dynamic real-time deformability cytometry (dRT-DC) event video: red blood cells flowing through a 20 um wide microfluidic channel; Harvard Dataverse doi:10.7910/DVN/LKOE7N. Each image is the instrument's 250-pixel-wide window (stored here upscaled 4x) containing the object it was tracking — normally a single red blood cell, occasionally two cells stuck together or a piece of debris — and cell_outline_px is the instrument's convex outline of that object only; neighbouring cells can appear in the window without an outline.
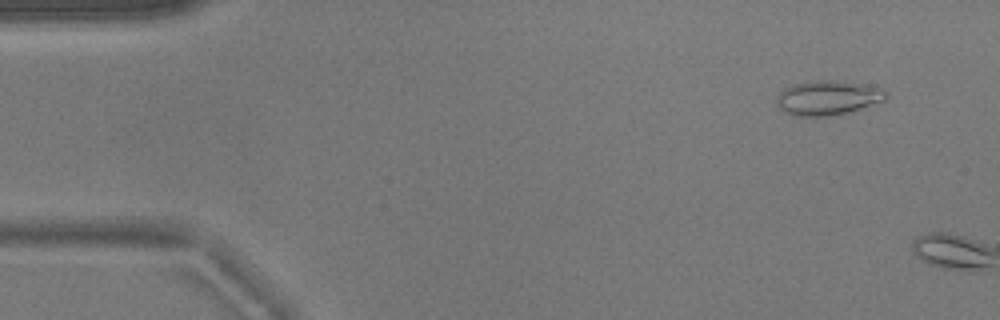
{"species": "common noctule bat (a hibernating species)", "species_latin": "Nyctalus noctula", "temperature_condition": "warm", "stored_images_in_passage": 6, "camera_frame_rate_fps": 3000, "um_per_image_px": 0.085, "animal": {"sex": "male", "body_mass_g": 17.9}, "frame": {"image": 1, "passage_image": 4, "time_ms": 1.0, "image_size_px": [1000, 320], "cell_outline_px": [[888, 96], [884, 100], [848, 112], [832, 116], [792, 116], [784, 112], [780, 108], [776, 100], [776, 96], [784, 88], [792, 84], [816, 80], [828, 80], [864, 84], [884, 88], [888, 92]], "centroid_in_image_um": [70.35, 8.31], "position_along_channel_um": 14.7, "area_um2": 22.08}}